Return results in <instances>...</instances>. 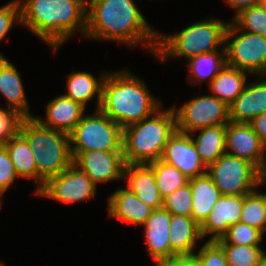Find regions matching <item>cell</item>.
Returning a JSON list of instances; mask_svg holds the SVG:
<instances>
[{
  "label": "cell",
  "mask_w": 266,
  "mask_h": 266,
  "mask_svg": "<svg viewBox=\"0 0 266 266\" xmlns=\"http://www.w3.org/2000/svg\"><path fill=\"white\" fill-rule=\"evenodd\" d=\"M107 74L108 72L102 71L100 77L97 79L90 72L73 71L67 75V93H64V95L73 101L81 103L84 107L96 95L97 105L95 109H99L103 82Z\"/></svg>",
  "instance_id": "603a6c76"
},
{
  "label": "cell",
  "mask_w": 266,
  "mask_h": 266,
  "mask_svg": "<svg viewBox=\"0 0 266 266\" xmlns=\"http://www.w3.org/2000/svg\"><path fill=\"white\" fill-rule=\"evenodd\" d=\"M24 117L10 108H0V145H4L19 132Z\"/></svg>",
  "instance_id": "d590c367"
},
{
  "label": "cell",
  "mask_w": 266,
  "mask_h": 266,
  "mask_svg": "<svg viewBox=\"0 0 266 266\" xmlns=\"http://www.w3.org/2000/svg\"><path fill=\"white\" fill-rule=\"evenodd\" d=\"M21 24L55 52L87 27V0H19Z\"/></svg>",
  "instance_id": "7a4b0ae2"
},
{
  "label": "cell",
  "mask_w": 266,
  "mask_h": 266,
  "mask_svg": "<svg viewBox=\"0 0 266 266\" xmlns=\"http://www.w3.org/2000/svg\"><path fill=\"white\" fill-rule=\"evenodd\" d=\"M225 152L254 164L265 175L266 183V145L249 123L226 124Z\"/></svg>",
  "instance_id": "7c38bea8"
},
{
  "label": "cell",
  "mask_w": 266,
  "mask_h": 266,
  "mask_svg": "<svg viewBox=\"0 0 266 266\" xmlns=\"http://www.w3.org/2000/svg\"><path fill=\"white\" fill-rule=\"evenodd\" d=\"M21 75L15 65L5 56L0 57V95L6 101V108L18 112L22 117H34L29 108Z\"/></svg>",
  "instance_id": "ffe728a7"
},
{
  "label": "cell",
  "mask_w": 266,
  "mask_h": 266,
  "mask_svg": "<svg viewBox=\"0 0 266 266\" xmlns=\"http://www.w3.org/2000/svg\"><path fill=\"white\" fill-rule=\"evenodd\" d=\"M263 238L260 230L239 222L231 225L227 233L216 242L218 244L259 246Z\"/></svg>",
  "instance_id": "d6a6232c"
},
{
  "label": "cell",
  "mask_w": 266,
  "mask_h": 266,
  "mask_svg": "<svg viewBox=\"0 0 266 266\" xmlns=\"http://www.w3.org/2000/svg\"><path fill=\"white\" fill-rule=\"evenodd\" d=\"M259 139L266 145V111L249 123Z\"/></svg>",
  "instance_id": "ab89813d"
},
{
  "label": "cell",
  "mask_w": 266,
  "mask_h": 266,
  "mask_svg": "<svg viewBox=\"0 0 266 266\" xmlns=\"http://www.w3.org/2000/svg\"><path fill=\"white\" fill-rule=\"evenodd\" d=\"M161 160L175 166L188 179L206 174L207 167L203 164L191 135L177 129L168 139Z\"/></svg>",
  "instance_id": "4fadbf2b"
},
{
  "label": "cell",
  "mask_w": 266,
  "mask_h": 266,
  "mask_svg": "<svg viewBox=\"0 0 266 266\" xmlns=\"http://www.w3.org/2000/svg\"><path fill=\"white\" fill-rule=\"evenodd\" d=\"M46 117L34 116L43 126L70 134L84 116L86 107L61 94L50 100L46 106Z\"/></svg>",
  "instance_id": "e0dca14e"
},
{
  "label": "cell",
  "mask_w": 266,
  "mask_h": 266,
  "mask_svg": "<svg viewBox=\"0 0 266 266\" xmlns=\"http://www.w3.org/2000/svg\"><path fill=\"white\" fill-rule=\"evenodd\" d=\"M170 214L191 216L192 190L188 182L163 198V206Z\"/></svg>",
  "instance_id": "836d02e7"
},
{
  "label": "cell",
  "mask_w": 266,
  "mask_h": 266,
  "mask_svg": "<svg viewBox=\"0 0 266 266\" xmlns=\"http://www.w3.org/2000/svg\"><path fill=\"white\" fill-rule=\"evenodd\" d=\"M3 146L8 151L18 176L35 180V185L38 187L34 191L36 193L45 184V181L38 175L34 154L27 140L18 132Z\"/></svg>",
  "instance_id": "cb8c5ba5"
},
{
  "label": "cell",
  "mask_w": 266,
  "mask_h": 266,
  "mask_svg": "<svg viewBox=\"0 0 266 266\" xmlns=\"http://www.w3.org/2000/svg\"><path fill=\"white\" fill-rule=\"evenodd\" d=\"M123 179L126 187L153 210L163 206L153 169L148 164H126Z\"/></svg>",
  "instance_id": "d6986e66"
},
{
  "label": "cell",
  "mask_w": 266,
  "mask_h": 266,
  "mask_svg": "<svg viewBox=\"0 0 266 266\" xmlns=\"http://www.w3.org/2000/svg\"><path fill=\"white\" fill-rule=\"evenodd\" d=\"M254 190L244 195L240 222L252 226L262 233L266 226V193Z\"/></svg>",
  "instance_id": "f546056e"
},
{
  "label": "cell",
  "mask_w": 266,
  "mask_h": 266,
  "mask_svg": "<svg viewBox=\"0 0 266 266\" xmlns=\"http://www.w3.org/2000/svg\"><path fill=\"white\" fill-rule=\"evenodd\" d=\"M206 173L222 195H246L266 184L265 175L254 164L226 153Z\"/></svg>",
  "instance_id": "ba28073f"
},
{
  "label": "cell",
  "mask_w": 266,
  "mask_h": 266,
  "mask_svg": "<svg viewBox=\"0 0 266 266\" xmlns=\"http://www.w3.org/2000/svg\"><path fill=\"white\" fill-rule=\"evenodd\" d=\"M148 165L153 169L156 184L162 198L188 183L189 179L181 171L161 159Z\"/></svg>",
  "instance_id": "f1b7e54d"
},
{
  "label": "cell",
  "mask_w": 266,
  "mask_h": 266,
  "mask_svg": "<svg viewBox=\"0 0 266 266\" xmlns=\"http://www.w3.org/2000/svg\"><path fill=\"white\" fill-rule=\"evenodd\" d=\"M257 266H266V252H264L259 258Z\"/></svg>",
  "instance_id": "b9f144b4"
},
{
  "label": "cell",
  "mask_w": 266,
  "mask_h": 266,
  "mask_svg": "<svg viewBox=\"0 0 266 266\" xmlns=\"http://www.w3.org/2000/svg\"><path fill=\"white\" fill-rule=\"evenodd\" d=\"M16 178H20L16 172L8 151L0 145V195L3 196Z\"/></svg>",
  "instance_id": "74e56055"
},
{
  "label": "cell",
  "mask_w": 266,
  "mask_h": 266,
  "mask_svg": "<svg viewBox=\"0 0 266 266\" xmlns=\"http://www.w3.org/2000/svg\"><path fill=\"white\" fill-rule=\"evenodd\" d=\"M158 33L148 25L134 0H87L85 38L113 41L130 48L141 45L155 56Z\"/></svg>",
  "instance_id": "6da1fadb"
},
{
  "label": "cell",
  "mask_w": 266,
  "mask_h": 266,
  "mask_svg": "<svg viewBox=\"0 0 266 266\" xmlns=\"http://www.w3.org/2000/svg\"><path fill=\"white\" fill-rule=\"evenodd\" d=\"M200 131V132H198ZM195 132L199 133L193 138ZM198 154L206 167L225 154L226 125L202 128L190 133Z\"/></svg>",
  "instance_id": "4316f807"
},
{
  "label": "cell",
  "mask_w": 266,
  "mask_h": 266,
  "mask_svg": "<svg viewBox=\"0 0 266 266\" xmlns=\"http://www.w3.org/2000/svg\"><path fill=\"white\" fill-rule=\"evenodd\" d=\"M161 106L152 115L123 129V155L126 164H149L162 158L166 143L176 131L173 105Z\"/></svg>",
  "instance_id": "277c9868"
},
{
  "label": "cell",
  "mask_w": 266,
  "mask_h": 266,
  "mask_svg": "<svg viewBox=\"0 0 266 266\" xmlns=\"http://www.w3.org/2000/svg\"><path fill=\"white\" fill-rule=\"evenodd\" d=\"M4 265H5V263H3V262L0 261V266H4Z\"/></svg>",
  "instance_id": "ee69618b"
},
{
  "label": "cell",
  "mask_w": 266,
  "mask_h": 266,
  "mask_svg": "<svg viewBox=\"0 0 266 266\" xmlns=\"http://www.w3.org/2000/svg\"><path fill=\"white\" fill-rule=\"evenodd\" d=\"M247 76V72L226 64L208 85L211 95L231 105L243 92Z\"/></svg>",
  "instance_id": "484cf974"
},
{
  "label": "cell",
  "mask_w": 266,
  "mask_h": 266,
  "mask_svg": "<svg viewBox=\"0 0 266 266\" xmlns=\"http://www.w3.org/2000/svg\"><path fill=\"white\" fill-rule=\"evenodd\" d=\"M157 266H198L195 254H180L154 259Z\"/></svg>",
  "instance_id": "f35d334b"
},
{
  "label": "cell",
  "mask_w": 266,
  "mask_h": 266,
  "mask_svg": "<svg viewBox=\"0 0 266 266\" xmlns=\"http://www.w3.org/2000/svg\"><path fill=\"white\" fill-rule=\"evenodd\" d=\"M266 111V75L246 84L243 92L229 105V118L235 123H250Z\"/></svg>",
  "instance_id": "2e32d148"
},
{
  "label": "cell",
  "mask_w": 266,
  "mask_h": 266,
  "mask_svg": "<svg viewBox=\"0 0 266 266\" xmlns=\"http://www.w3.org/2000/svg\"><path fill=\"white\" fill-rule=\"evenodd\" d=\"M232 22L242 31L266 38V8L255 5L241 10Z\"/></svg>",
  "instance_id": "4dcf8cb0"
},
{
  "label": "cell",
  "mask_w": 266,
  "mask_h": 266,
  "mask_svg": "<svg viewBox=\"0 0 266 266\" xmlns=\"http://www.w3.org/2000/svg\"><path fill=\"white\" fill-rule=\"evenodd\" d=\"M108 197V216L127 224L143 226L153 211L127 187L118 188Z\"/></svg>",
  "instance_id": "ac0fdd59"
},
{
  "label": "cell",
  "mask_w": 266,
  "mask_h": 266,
  "mask_svg": "<svg viewBox=\"0 0 266 266\" xmlns=\"http://www.w3.org/2000/svg\"><path fill=\"white\" fill-rule=\"evenodd\" d=\"M177 130L185 133L217 126L226 125L229 121V106L213 95H201L192 98L183 106L176 108Z\"/></svg>",
  "instance_id": "30bf717a"
},
{
  "label": "cell",
  "mask_w": 266,
  "mask_h": 266,
  "mask_svg": "<svg viewBox=\"0 0 266 266\" xmlns=\"http://www.w3.org/2000/svg\"><path fill=\"white\" fill-rule=\"evenodd\" d=\"M187 62L189 75L194 79L191 81V83L194 82L195 84L199 85L205 81L207 84H209L220 72V70L227 64L226 50L203 53L192 57L191 59L187 60Z\"/></svg>",
  "instance_id": "83f0119b"
},
{
  "label": "cell",
  "mask_w": 266,
  "mask_h": 266,
  "mask_svg": "<svg viewBox=\"0 0 266 266\" xmlns=\"http://www.w3.org/2000/svg\"><path fill=\"white\" fill-rule=\"evenodd\" d=\"M197 252L194 254L198 266H229L223 248L216 241H206Z\"/></svg>",
  "instance_id": "e575fe53"
},
{
  "label": "cell",
  "mask_w": 266,
  "mask_h": 266,
  "mask_svg": "<svg viewBox=\"0 0 266 266\" xmlns=\"http://www.w3.org/2000/svg\"><path fill=\"white\" fill-rule=\"evenodd\" d=\"M15 22L21 24V6L19 0H13L0 7V42L12 29ZM0 57H3L1 52Z\"/></svg>",
  "instance_id": "8d00e7d4"
},
{
  "label": "cell",
  "mask_w": 266,
  "mask_h": 266,
  "mask_svg": "<svg viewBox=\"0 0 266 266\" xmlns=\"http://www.w3.org/2000/svg\"><path fill=\"white\" fill-rule=\"evenodd\" d=\"M171 214L164 208L154 209L144 226L146 249L152 259L171 256Z\"/></svg>",
  "instance_id": "44dd1931"
},
{
  "label": "cell",
  "mask_w": 266,
  "mask_h": 266,
  "mask_svg": "<svg viewBox=\"0 0 266 266\" xmlns=\"http://www.w3.org/2000/svg\"><path fill=\"white\" fill-rule=\"evenodd\" d=\"M258 1L259 0H226V3H228V5H230L233 10L235 9V16L245 8L258 5Z\"/></svg>",
  "instance_id": "60d3db41"
},
{
  "label": "cell",
  "mask_w": 266,
  "mask_h": 266,
  "mask_svg": "<svg viewBox=\"0 0 266 266\" xmlns=\"http://www.w3.org/2000/svg\"><path fill=\"white\" fill-rule=\"evenodd\" d=\"M69 138L73 160L83 151L123 152V128L100 109L84 115Z\"/></svg>",
  "instance_id": "52a82bcc"
},
{
  "label": "cell",
  "mask_w": 266,
  "mask_h": 266,
  "mask_svg": "<svg viewBox=\"0 0 266 266\" xmlns=\"http://www.w3.org/2000/svg\"><path fill=\"white\" fill-rule=\"evenodd\" d=\"M243 205L244 195H221L206 220L200 225L202 239L209 234L208 241L221 239L231 225L240 222Z\"/></svg>",
  "instance_id": "9a60e30c"
},
{
  "label": "cell",
  "mask_w": 266,
  "mask_h": 266,
  "mask_svg": "<svg viewBox=\"0 0 266 266\" xmlns=\"http://www.w3.org/2000/svg\"><path fill=\"white\" fill-rule=\"evenodd\" d=\"M192 190V218L201 225L222 195L208 174L189 179Z\"/></svg>",
  "instance_id": "d4e9b609"
},
{
  "label": "cell",
  "mask_w": 266,
  "mask_h": 266,
  "mask_svg": "<svg viewBox=\"0 0 266 266\" xmlns=\"http://www.w3.org/2000/svg\"><path fill=\"white\" fill-rule=\"evenodd\" d=\"M169 225L171 256L194 254L197 249V241L202 240L200 225L192 216L175 214H171Z\"/></svg>",
  "instance_id": "7402d4cb"
},
{
  "label": "cell",
  "mask_w": 266,
  "mask_h": 266,
  "mask_svg": "<svg viewBox=\"0 0 266 266\" xmlns=\"http://www.w3.org/2000/svg\"><path fill=\"white\" fill-rule=\"evenodd\" d=\"M228 21L212 17L195 22L173 35L158 33L155 57L167 61L176 56L191 59L203 53L225 49ZM221 49H220V48Z\"/></svg>",
  "instance_id": "5b68a950"
},
{
  "label": "cell",
  "mask_w": 266,
  "mask_h": 266,
  "mask_svg": "<svg viewBox=\"0 0 266 266\" xmlns=\"http://www.w3.org/2000/svg\"><path fill=\"white\" fill-rule=\"evenodd\" d=\"M97 186L74 163L57 176L49 178L35 195L65 204L93 199Z\"/></svg>",
  "instance_id": "8fae6325"
},
{
  "label": "cell",
  "mask_w": 266,
  "mask_h": 266,
  "mask_svg": "<svg viewBox=\"0 0 266 266\" xmlns=\"http://www.w3.org/2000/svg\"><path fill=\"white\" fill-rule=\"evenodd\" d=\"M258 4H259L260 6H263L264 8H266V0H259V1H258Z\"/></svg>",
  "instance_id": "7bdbcfd3"
},
{
  "label": "cell",
  "mask_w": 266,
  "mask_h": 266,
  "mask_svg": "<svg viewBox=\"0 0 266 266\" xmlns=\"http://www.w3.org/2000/svg\"><path fill=\"white\" fill-rule=\"evenodd\" d=\"M97 186V184L121 180L124 176L125 160L123 152L83 151L74 160Z\"/></svg>",
  "instance_id": "5bb4252c"
},
{
  "label": "cell",
  "mask_w": 266,
  "mask_h": 266,
  "mask_svg": "<svg viewBox=\"0 0 266 266\" xmlns=\"http://www.w3.org/2000/svg\"><path fill=\"white\" fill-rule=\"evenodd\" d=\"M225 49L227 65L256 77L266 75L265 37L244 32L230 21L225 33Z\"/></svg>",
  "instance_id": "9c48e42d"
},
{
  "label": "cell",
  "mask_w": 266,
  "mask_h": 266,
  "mask_svg": "<svg viewBox=\"0 0 266 266\" xmlns=\"http://www.w3.org/2000/svg\"><path fill=\"white\" fill-rule=\"evenodd\" d=\"M227 257L229 266H257L265 252L260 246L219 244Z\"/></svg>",
  "instance_id": "1f68e13d"
},
{
  "label": "cell",
  "mask_w": 266,
  "mask_h": 266,
  "mask_svg": "<svg viewBox=\"0 0 266 266\" xmlns=\"http://www.w3.org/2000/svg\"><path fill=\"white\" fill-rule=\"evenodd\" d=\"M19 133L27 140L45 182L73 163L68 134L43 126L35 117L23 118Z\"/></svg>",
  "instance_id": "8992f818"
},
{
  "label": "cell",
  "mask_w": 266,
  "mask_h": 266,
  "mask_svg": "<svg viewBox=\"0 0 266 266\" xmlns=\"http://www.w3.org/2000/svg\"><path fill=\"white\" fill-rule=\"evenodd\" d=\"M144 80L130 70L108 72L99 109L123 129L146 119L162 105Z\"/></svg>",
  "instance_id": "3957f363"
}]
</instances>
